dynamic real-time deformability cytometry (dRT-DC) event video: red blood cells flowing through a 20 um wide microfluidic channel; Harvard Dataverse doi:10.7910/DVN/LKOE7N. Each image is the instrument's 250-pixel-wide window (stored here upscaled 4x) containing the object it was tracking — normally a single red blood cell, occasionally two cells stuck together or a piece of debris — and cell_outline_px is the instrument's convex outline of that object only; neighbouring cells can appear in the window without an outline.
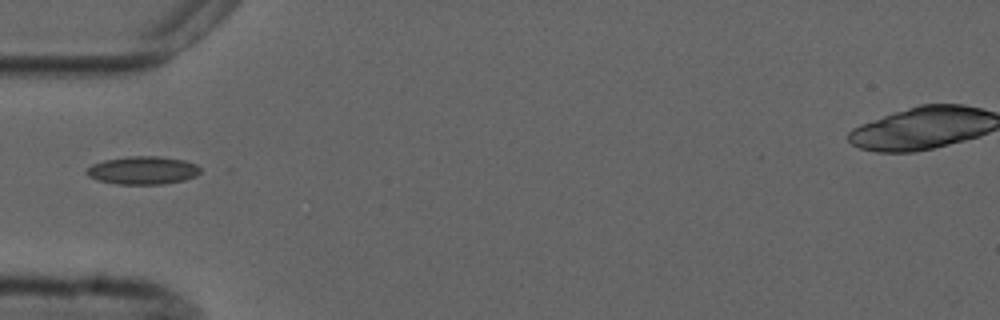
{"species": "common noctule bat (a hibernating species)", "species_latin": "Nyctalus noctula", "temperature_condition": "cold", "stored_images_in_passage": 2, "camera_frame_rate_fps": 3000, "um_per_image_px": 0.085, "animal": {"sex": "male", "forearm_length_mm": 52.5}, "frame": {"image": 1, "passage_image": 2, "time_ms": 1.333, "image_size_px": [1000, 320], "cell_outline_px": [[200, 172], [196, 176], [184, 180], [164, 184], [116, 184], [96, 180], [88, 176], [84, 172], [92, 164], [104, 160], [128, 156], [160, 156], [184, 160], [196, 164], [200, 168]], "centroid_in_image_um": [12.12, 14.48], "position_along_channel_um": 72.9, "area_um2": 18.73}}